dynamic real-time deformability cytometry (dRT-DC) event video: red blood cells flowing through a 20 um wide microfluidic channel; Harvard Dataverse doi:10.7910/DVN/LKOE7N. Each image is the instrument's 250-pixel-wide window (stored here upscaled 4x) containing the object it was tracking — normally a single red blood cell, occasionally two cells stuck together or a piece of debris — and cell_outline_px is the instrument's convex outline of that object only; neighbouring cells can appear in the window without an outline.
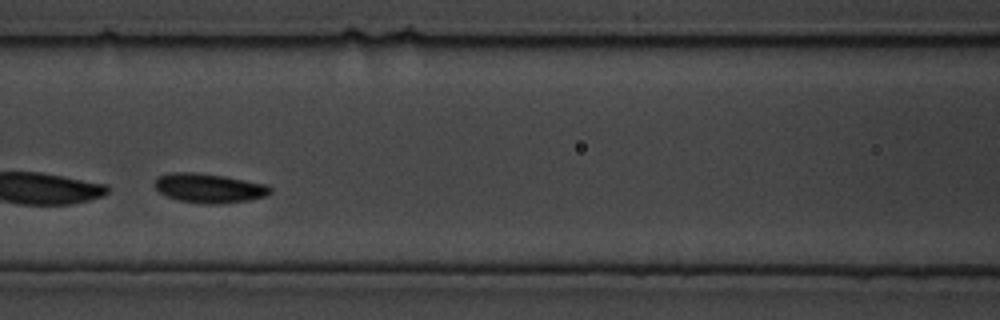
{"species": "common noctule bat (a hibernating species)", "species_latin": "Nyctalus noctula", "temperature_condition": "cold", "stored_images_in_passage": 8, "camera_frame_rate_fps": 3000, "um_per_image_px": 0.085, "animal": {"sex": "male", "body_mass_g": 19.5, "forearm_length_mm": 54.6}, "frame": {"image": 1, "passage_image": 7, "time_ms": 2.0, "image_size_px": [1000, 320], "cell_outline_px": [[272, 192], [268, 196], [248, 200], [216, 204], [208, 204], [180, 200], [168, 196], [160, 192], [156, 188], [156, 180], [160, 176], [168, 172], [196, 172], [224, 176], [268, 184], [272, 188]], "centroid_in_image_um": [17.84, 15.98], "position_along_channel_um": 148.8, "area_um2": 19.65}}